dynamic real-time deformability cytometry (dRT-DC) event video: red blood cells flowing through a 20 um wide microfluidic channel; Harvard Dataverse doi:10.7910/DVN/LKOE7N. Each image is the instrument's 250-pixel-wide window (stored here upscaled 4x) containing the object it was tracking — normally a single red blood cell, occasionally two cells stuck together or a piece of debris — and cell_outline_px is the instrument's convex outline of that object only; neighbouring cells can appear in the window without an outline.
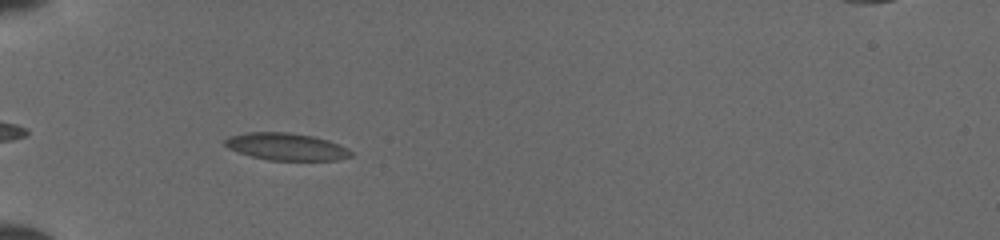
{"species": "common noctule bat (a hibernating species)", "species_latin": "Nyctalus noctula", "temperature_condition": "cold", "stored_images_in_passage": 35, "camera_frame_rate_fps": 3000, "um_per_image_px": 0.085, "animal": {"sex": "female", "body_mass_g": 19.5, "forearm_length_mm": 54.1}, "frame": {"image": 1, "passage_image": 4, "time_ms": 1.0, "image_size_px": [1000, 240], "cell_outline_px": [[352, 156], [340, 160], [268, 160], [252, 156], [228, 148], [224, 144], [224, 140], [228, 136], [248, 132], [288, 132], [312, 136], [328, 140], [348, 148], [352, 152]], "centroid_in_image_um": [24.34, 12.46], "position_along_channel_um": 60.7, "area_um2": 19.94}}
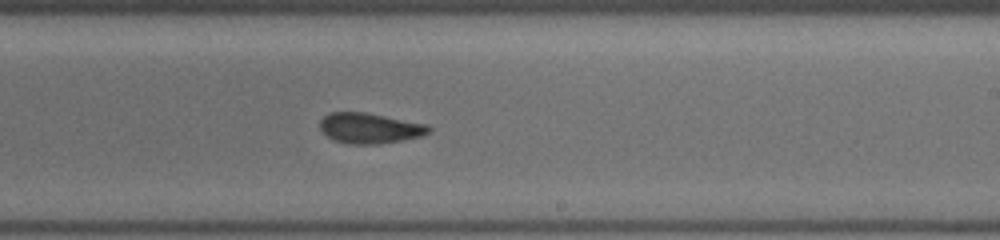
{"frame": {"image": 2, "passage_image": 19, "time_ms": 6.0, "image_size_px": [1000, 240], "cell_outline_px": [[432, 132], [420, 136], [404, 140], [380, 144], [348, 144], [332, 140], [320, 128], [320, 120], [328, 112], [364, 112], [428, 124], [432, 128]], "centroid_in_image_um": [31.45, 10.9], "position_along_channel_um": 257.6, "area_um2": 19.48}}
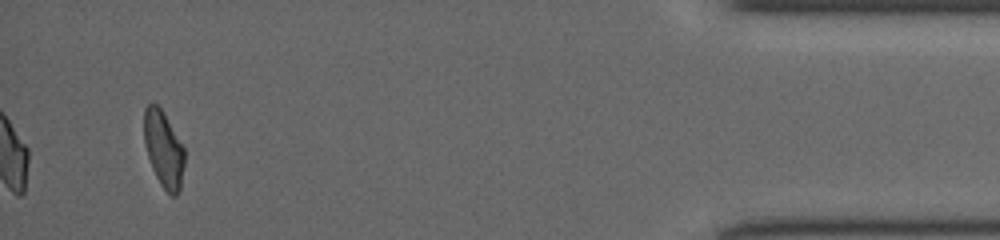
{"frame": {"image": 3, "passage_image": 35, "time_ms": 11.333, "image_size_px": [1000, 240], "cell_outline_px": [[184, 164], [180, 188], [176, 196], [172, 196], [160, 184], [152, 168], [144, 144], [144, 108], [148, 104], [156, 104], [164, 112], [184, 148]], "centroid_in_image_um": [13.9, 12.66], "position_along_channel_um": 421.3, "area_um2": 17.86}}